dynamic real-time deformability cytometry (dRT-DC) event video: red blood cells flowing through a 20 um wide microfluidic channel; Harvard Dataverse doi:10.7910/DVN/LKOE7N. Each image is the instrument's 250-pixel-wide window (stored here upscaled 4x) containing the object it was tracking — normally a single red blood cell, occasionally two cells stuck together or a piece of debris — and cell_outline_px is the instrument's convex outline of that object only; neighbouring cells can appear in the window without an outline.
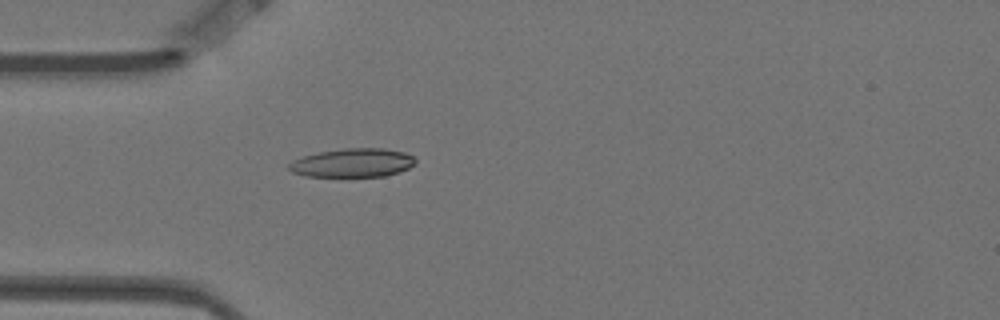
{"species": "Egyptian fruit bat (a non-hibernating species)", "species_latin": "Rousettus aegyptiacus", "temperature_condition": "warm", "stored_images_in_passage": 5, "camera_frame_rate_fps": 3000, "um_per_image_px": 0.085, "animal": {"sex": "female"}, "frame": {"image": 1, "passage_image": 5, "time_ms": 1.333, "image_size_px": [1000, 320], "cell_outline_px": [[416, 164], [400, 172], [384, 176], [304, 176], [292, 172], [288, 168], [288, 164], [292, 160], [304, 156], [320, 152], [344, 148], [384, 148], [404, 152], [412, 156], [416, 160]], "centroid_in_image_um": [29.98, 13.84], "position_along_channel_um": 55.0, "area_um2": 21.15}}